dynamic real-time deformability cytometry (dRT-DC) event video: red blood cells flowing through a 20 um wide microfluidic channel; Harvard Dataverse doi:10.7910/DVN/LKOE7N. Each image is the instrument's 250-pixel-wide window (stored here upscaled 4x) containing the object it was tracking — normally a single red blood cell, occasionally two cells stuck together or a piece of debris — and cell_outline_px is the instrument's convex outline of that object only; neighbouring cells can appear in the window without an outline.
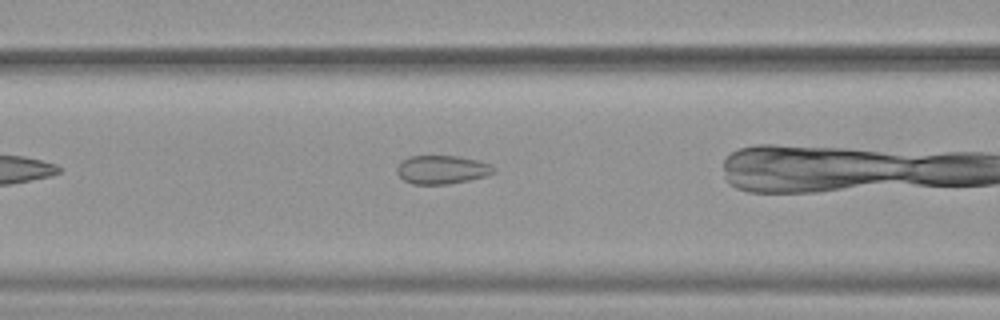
{"species": "common noctule bat (a hibernating species)", "species_latin": "Nyctalus noctula", "temperature_condition": "warm", "stored_images_in_passage": 23, "camera_frame_rate_fps": 3000, "um_per_image_px": 0.085, "animal": {"sex": "female", "body_mass_g": 19.9}, "frame": {"image": 1, "passage_image": 4, "time_ms": 1.0, "image_size_px": [1000, 320], "cell_outline_px": [[496, 172], [488, 176], [448, 184], [412, 184], [404, 180], [396, 172], [396, 168], [400, 160], [408, 156], [456, 156], [480, 160], [492, 164], [496, 168]], "centroid_in_image_um": [37.59, 14.41], "position_along_channel_um": 129.0, "area_um2": 16.42}}
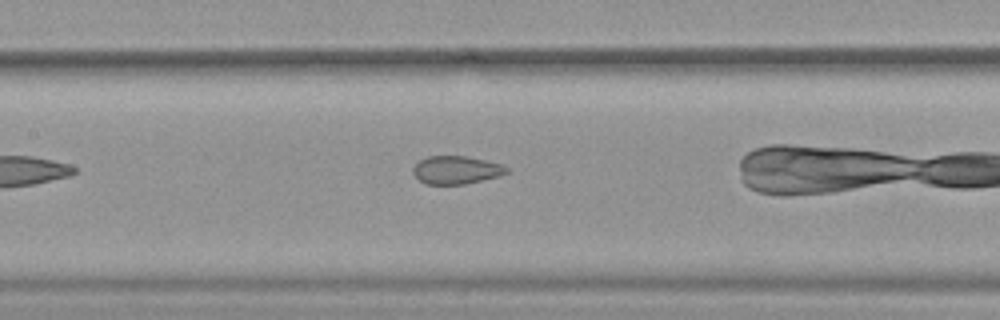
{"frame": {"image": 2, "passage_image": 7, "time_ms": 2.0, "image_size_px": [1000, 320], "cell_outline_px": [[508, 172], [500, 176], [464, 184], [424, 184], [412, 172], [412, 168], [420, 160], [428, 156], [464, 156], [484, 160], [500, 164], [508, 168]], "centroid_in_image_um": [38.76, 14.45], "position_along_channel_um": 168.6, "area_um2": 15.14}}
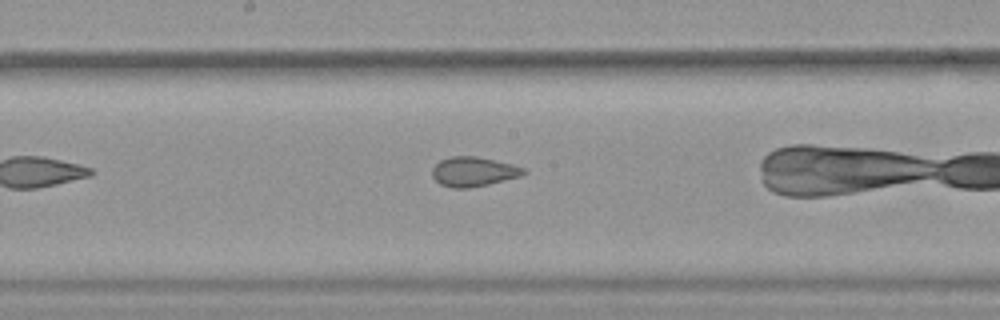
{"frame": {"image": 3, "passage_image": 10, "time_ms": 3.0, "image_size_px": [1000, 320], "cell_outline_px": [[528, 172], [520, 176], [488, 184], [468, 188], [452, 188], [440, 184], [432, 176], [432, 168], [440, 160], [452, 156], [476, 156], [496, 160], [512, 164], [524, 168]], "centroid_in_image_um": [40.24, 14.58], "position_along_channel_um": 208.0, "area_um2": 15.72}}